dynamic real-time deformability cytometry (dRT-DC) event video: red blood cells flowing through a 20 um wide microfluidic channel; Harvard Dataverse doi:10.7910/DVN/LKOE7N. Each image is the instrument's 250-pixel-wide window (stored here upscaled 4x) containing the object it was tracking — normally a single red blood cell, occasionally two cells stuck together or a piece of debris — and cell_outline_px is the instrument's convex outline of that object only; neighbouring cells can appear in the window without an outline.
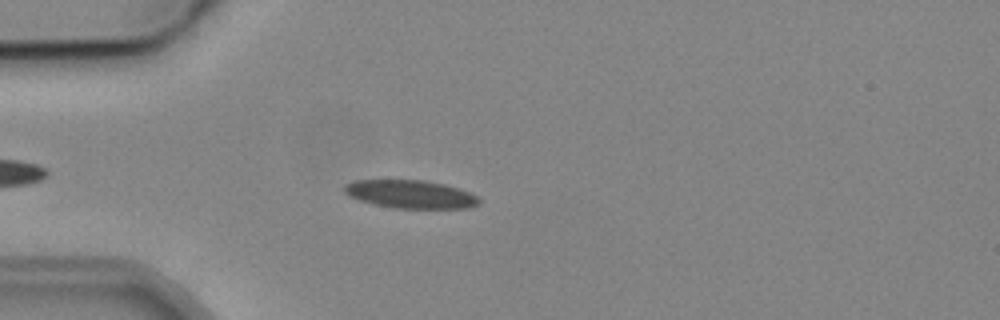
{"species": "common noctule bat (a hibernating species)", "species_latin": "Nyctalus noctula", "temperature_condition": "cold", "stored_images_in_passage": 5, "camera_frame_rate_fps": 3000, "um_per_image_px": 0.085, "animal": {"sex": "male", "body_mass_g": 19.2, "forearm_length_mm": 51.8}, "frame": {"image": 1, "passage_image": 5, "time_ms": 4.333, "image_size_px": [1000, 320], "cell_outline_px": [[480, 204], [468, 208], [396, 208], [376, 204], [360, 200], [344, 192], [344, 188], [348, 184], [356, 180], [424, 180], [444, 184], [460, 188], [476, 196], [480, 200]], "centroid_in_image_um": [34.95, 16.5], "position_along_channel_um": 50.0, "area_um2": 21.79}}